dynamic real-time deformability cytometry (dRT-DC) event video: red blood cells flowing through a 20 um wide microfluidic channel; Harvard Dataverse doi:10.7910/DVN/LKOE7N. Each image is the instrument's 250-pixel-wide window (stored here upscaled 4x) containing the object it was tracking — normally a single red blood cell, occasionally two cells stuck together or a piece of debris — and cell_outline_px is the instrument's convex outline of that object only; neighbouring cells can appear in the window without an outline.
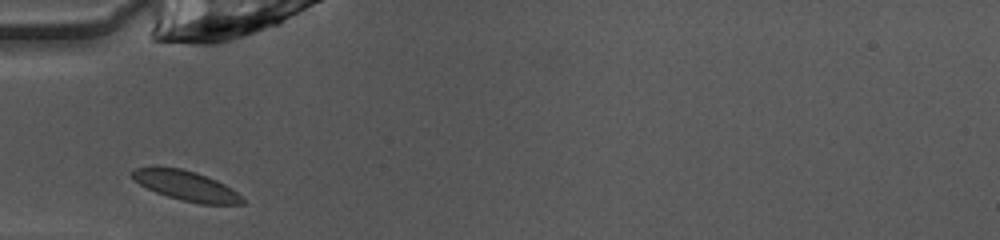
{"species": "common noctule bat (a hibernating species)", "species_latin": "Nyctalus noctula", "temperature_condition": "warm", "stored_images_in_passage": 26, "camera_frame_rate_fps": 3000, "um_per_image_px": 0.085, "animal": {"sex": "female", "body_mass_g": 10.0, "forearm_length_mm": 53.1}, "frame": {"image": 1, "passage_image": 1, "time_ms": 0.0, "image_size_px": [1000, 240], "cell_outline_px": [[244, 204], [200, 204], [180, 200], [156, 192], [132, 180], [132, 172], [136, 168], [152, 164], [180, 168], [196, 172], [208, 176], [232, 188], [244, 200]], "centroid_in_image_um": [15.77, 15.75], "position_along_channel_um": 69.2, "area_um2": 19.48}}
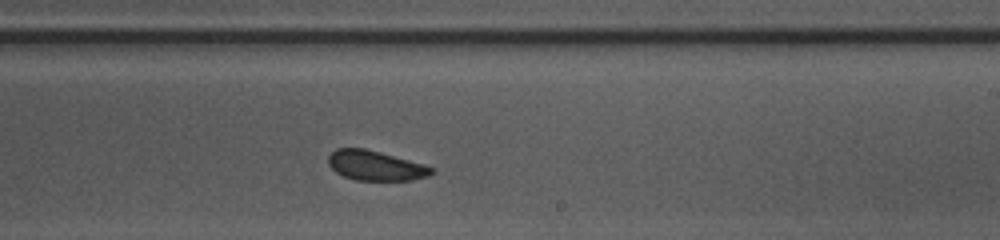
{"frame": {"image": 2, "passage_image": 15, "time_ms": 4.667, "image_size_px": [1000, 240], "cell_outline_px": [[436, 172], [428, 176], [412, 180], [356, 180], [344, 176], [336, 172], [328, 164], [328, 156], [336, 148], [364, 148], [380, 152], [424, 164], [436, 168]], "centroid_in_image_um": [31.95, 14.08], "position_along_channel_um": 257.1, "area_um2": 17.98}}
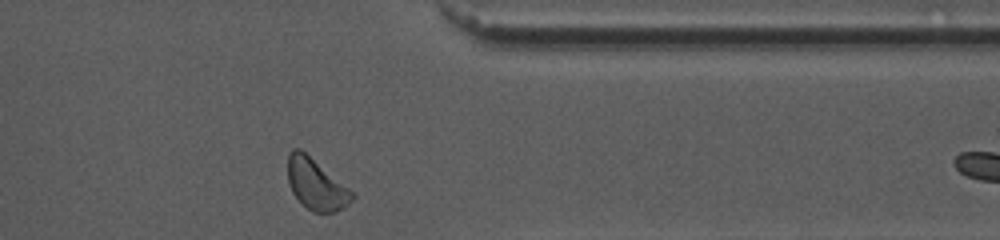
{"frame": {"image": 3, "passage_image": 25, "time_ms": 8.0, "image_size_px": [1000, 240], "cell_outline_px": [[356, 196], [344, 208], [332, 212], [312, 212], [300, 204], [292, 192], [288, 180], [288, 152], [292, 148], [300, 148], [356, 192]], "centroid_in_image_um": [26.89, 15.66], "position_along_channel_um": 384.5, "area_um2": 19.54}}